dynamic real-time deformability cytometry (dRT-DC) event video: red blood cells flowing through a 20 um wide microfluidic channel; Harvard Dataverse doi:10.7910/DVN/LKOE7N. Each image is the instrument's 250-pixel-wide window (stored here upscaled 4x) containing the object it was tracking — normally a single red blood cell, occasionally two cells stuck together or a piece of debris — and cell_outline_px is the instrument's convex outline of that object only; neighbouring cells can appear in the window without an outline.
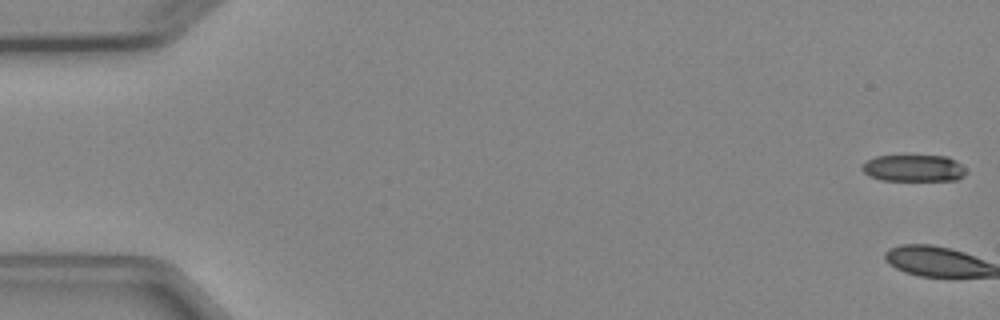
{"species": "Egyptian fruit bat (a non-hibernating species)", "species_latin": "Rousettus aegyptiacus", "temperature_condition": "cold", "stored_images_in_passage": 5, "camera_frame_rate_fps": 3000, "um_per_image_px": 0.085, "animal": {"sex": "female"}, "frame": {"image": 1, "passage_image": 1, "time_ms": 0.0, "image_size_px": [1000, 320], "cell_outline_px": [[968, 172], [964, 176], [956, 180], [880, 180], [868, 176], [860, 168], [868, 160], [876, 156], [948, 156], [968, 168]], "centroid_in_image_um": [77.71, 14.3], "position_along_channel_um": 7.3, "area_um2": 16.36}}